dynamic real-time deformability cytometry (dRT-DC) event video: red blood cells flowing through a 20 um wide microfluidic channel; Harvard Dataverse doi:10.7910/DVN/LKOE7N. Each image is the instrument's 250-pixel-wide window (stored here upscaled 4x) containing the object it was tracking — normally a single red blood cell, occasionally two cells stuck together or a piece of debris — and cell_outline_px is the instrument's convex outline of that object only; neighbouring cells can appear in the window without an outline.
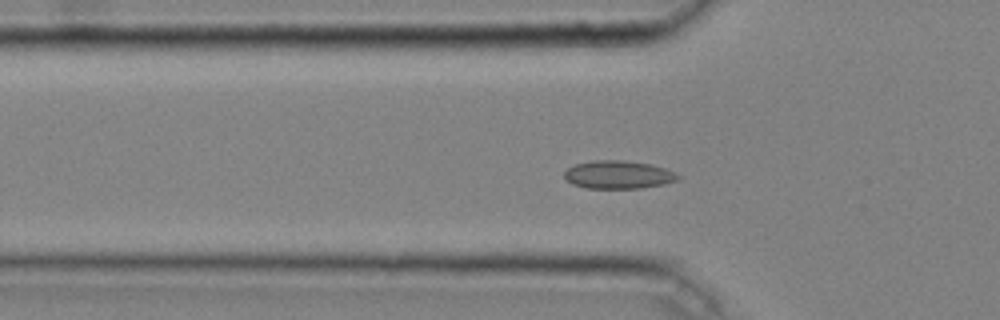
{"species": "common noctule bat (a hibernating species)", "species_latin": "Nyctalus noctula", "temperature_condition": "cold", "stored_images_in_passage": 46, "camera_frame_rate_fps": 3000, "um_per_image_px": 0.085, "animal": {"sex": "male", "body_mass_g": 20.4}, "frame": {"image": 1, "passage_image": 15, "time_ms": 4.667, "image_size_px": [1000, 320], "cell_outline_px": [[680, 176], [676, 180], [664, 184], [640, 188], [588, 188], [572, 184], [564, 176], [564, 172], [568, 168], [576, 164], [592, 160], [624, 160], [648, 164], [664, 168]], "centroid_in_image_um": [52.52, 14.85], "position_along_channel_um": 73.3, "area_um2": 18.32}}
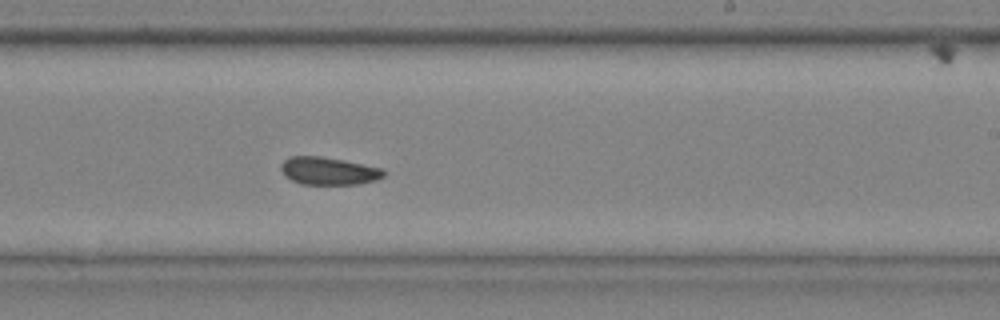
{"frame": {"image": 2, "passage_image": 29, "time_ms": 9.333, "image_size_px": [1000, 320], "cell_outline_px": [[388, 172], [384, 176], [376, 180], [360, 184], [300, 184], [284, 176], [280, 168], [280, 164], [288, 156], [320, 156], [344, 160], [384, 168]], "centroid_in_image_um": [27.95, 14.53], "position_along_channel_um": 261.1, "area_um2": 16.88}}
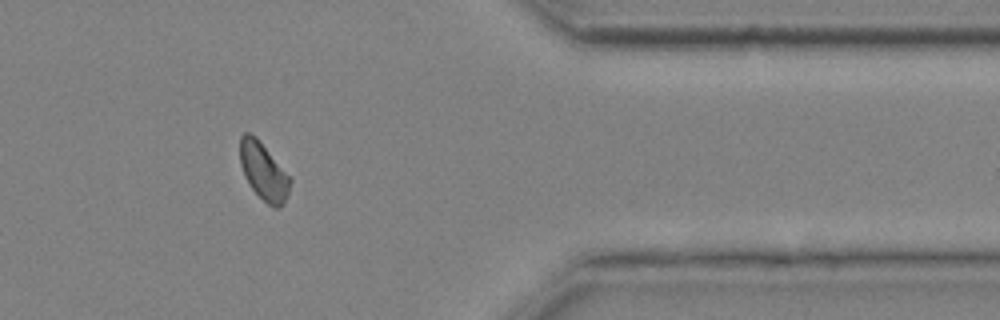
{"frame": {"image": 3, "passage_image": 40, "time_ms": 13.0, "image_size_px": [1000, 320], "cell_outline_px": [[292, 180], [288, 196], [284, 204], [280, 208], [272, 208], [252, 188], [244, 176], [240, 164], [240, 136], [244, 132], [248, 132], [256, 136]], "centroid_in_image_um": [22.4, 14.58], "position_along_channel_um": 389.0, "area_um2": 16.7}}